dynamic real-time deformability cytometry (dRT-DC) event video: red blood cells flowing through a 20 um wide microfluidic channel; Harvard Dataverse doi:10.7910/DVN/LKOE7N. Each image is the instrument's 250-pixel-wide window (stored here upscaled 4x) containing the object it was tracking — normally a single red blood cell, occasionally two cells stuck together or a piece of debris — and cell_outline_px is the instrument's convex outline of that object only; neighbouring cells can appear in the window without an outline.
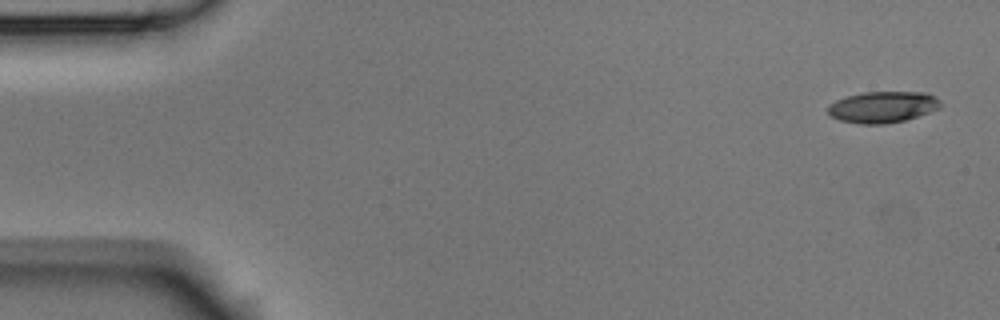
{"species": "Egyptian fruit bat (a non-hibernating species)", "species_latin": "Rousettus aegyptiacus", "temperature_condition": "room temperature", "stored_images_in_passage": 4, "camera_frame_rate_fps": 3000, "um_per_image_px": 0.085, "animal": {"sex": "male"}, "frame": {"image": 1, "passage_image": 1, "time_ms": 0.0, "image_size_px": [1000, 320], "cell_outline_px": [[944, 104], [940, 108], [904, 120], [884, 124], [860, 124], [840, 120], [832, 116], [828, 112], [828, 104], [836, 100], [848, 96], [864, 92], [928, 92], [936, 96]], "centroid_in_image_um": [75.07, 9.08], "position_along_channel_um": 9.9, "area_um2": 20.58}}
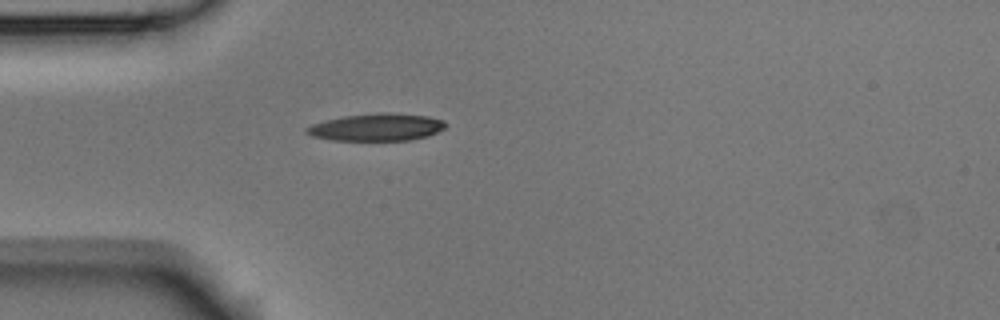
{"frame": {"image": 2, "passage_image": 4, "time_ms": 1.0, "image_size_px": [1000, 320], "cell_outline_px": [[448, 124], [444, 128], [428, 136], [408, 140], [332, 140], [312, 136], [304, 132], [304, 128], [312, 124], [324, 120], [344, 116], [376, 112], [384, 112], [428, 116], [444, 120]], "centroid_in_image_um": [31.99, 10.8], "position_along_channel_um": 53.0, "area_um2": 22.25}}